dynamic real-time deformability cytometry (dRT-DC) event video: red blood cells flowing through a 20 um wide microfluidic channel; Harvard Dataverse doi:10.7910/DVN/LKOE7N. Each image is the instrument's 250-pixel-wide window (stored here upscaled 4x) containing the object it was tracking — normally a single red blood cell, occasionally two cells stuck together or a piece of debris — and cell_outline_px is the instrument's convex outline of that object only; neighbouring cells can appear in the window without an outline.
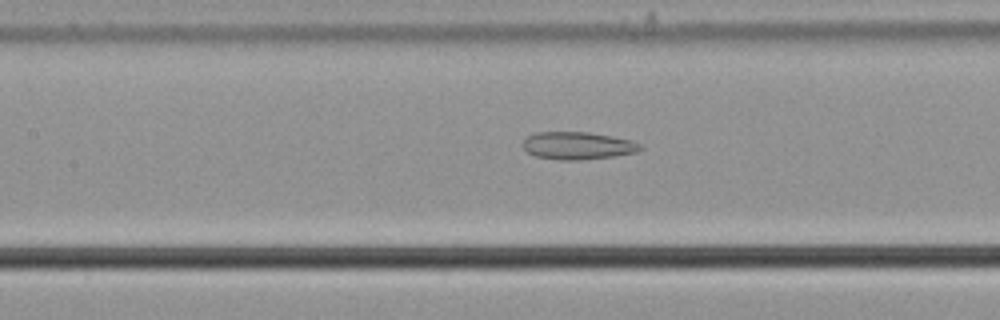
{"species": "common noctule bat (a hibernating species)", "species_latin": "Nyctalus noctula", "temperature_condition": "cold", "stored_images_in_passage": 38, "camera_frame_rate_fps": 3000, "um_per_image_px": 0.085, "animal": {"sex": "male", "body_mass_g": 21.5, "forearm_length_mm": 52.0}, "frame": {"image": 1, "passage_image": 8, "time_ms": 2.333, "image_size_px": [1000, 320], "cell_outline_px": [[644, 148], [636, 152], [612, 156], [584, 160], [560, 160], [536, 156], [528, 152], [520, 144], [528, 136], [536, 132], [588, 132], [612, 136], [628, 140], [640, 144]], "centroid_in_image_um": [49.08, 12.38], "position_along_channel_um": 158.3, "area_um2": 18.79}}
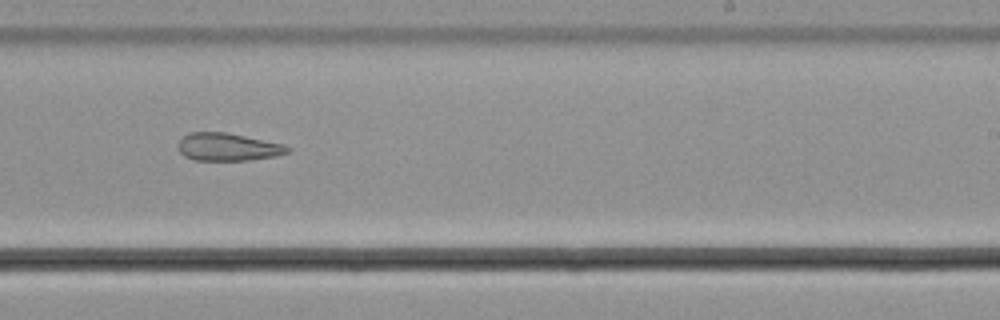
{"frame": {"image": 2, "passage_image": 17, "time_ms": 5.333, "image_size_px": [1000, 320], "cell_outline_px": [[292, 148], [288, 152], [276, 156], [248, 160], [196, 160], [184, 156], [180, 152], [180, 140], [188, 132], [228, 132], [284, 144]], "centroid_in_image_um": [19.41, 12.48], "position_along_channel_um": 269.6, "area_um2": 17.63}}
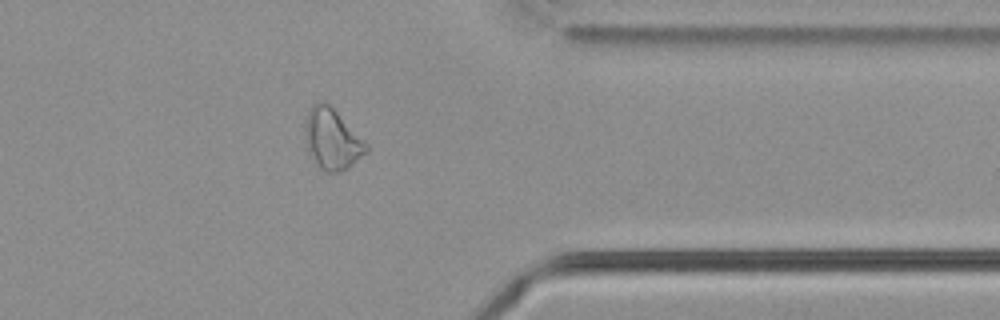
{"frame": {"image": 3, "passage_image": 27, "time_ms": 8.667, "image_size_px": [1000, 320], "cell_outline_px": [[368, 152], [348, 168], [336, 172], [324, 172], [316, 164], [308, 148], [304, 136], [304, 128], [308, 112], [312, 104], [316, 100], [324, 100], [332, 104], [368, 144]], "centroid_in_image_um": [28.24, 11.76], "position_along_channel_um": 383.2, "area_um2": 22.14}}